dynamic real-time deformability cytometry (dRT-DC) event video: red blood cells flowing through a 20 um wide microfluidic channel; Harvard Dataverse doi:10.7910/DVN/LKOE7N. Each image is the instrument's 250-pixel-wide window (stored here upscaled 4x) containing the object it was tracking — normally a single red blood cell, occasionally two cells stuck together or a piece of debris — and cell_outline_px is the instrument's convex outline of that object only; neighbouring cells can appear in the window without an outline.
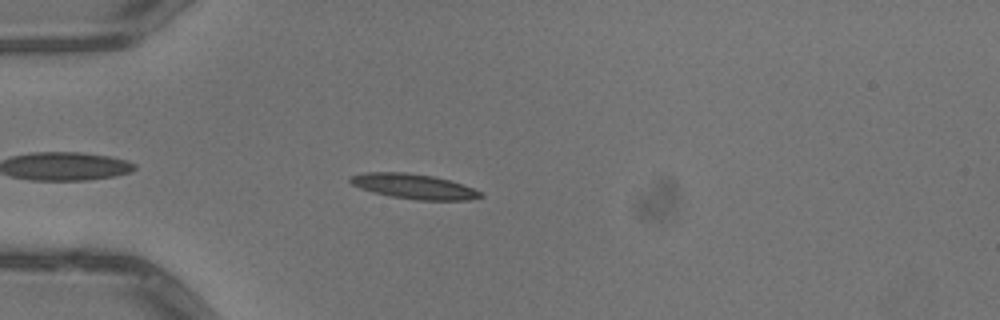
{"species": "common noctule bat (a hibernating species)", "species_latin": "Nyctalus noctula", "temperature_condition": "warm", "stored_images_in_passage": 2, "camera_frame_rate_fps": 3000, "um_per_image_px": 0.085, "animal": {"sex": "male", "body_mass_g": 13.3}, "frame": {"image": 1, "passage_image": 1, "time_ms": 0.0, "image_size_px": [1000, 320], "cell_outline_px": [[484, 196], [468, 200], [416, 200], [392, 196], [372, 192], [360, 188], [352, 184], [348, 180], [352, 176], [368, 172], [404, 172], [432, 176], [448, 180], [484, 192]], "centroid_in_image_um": [35.19, 15.85], "position_along_channel_um": 49.8, "area_um2": 18.73}}